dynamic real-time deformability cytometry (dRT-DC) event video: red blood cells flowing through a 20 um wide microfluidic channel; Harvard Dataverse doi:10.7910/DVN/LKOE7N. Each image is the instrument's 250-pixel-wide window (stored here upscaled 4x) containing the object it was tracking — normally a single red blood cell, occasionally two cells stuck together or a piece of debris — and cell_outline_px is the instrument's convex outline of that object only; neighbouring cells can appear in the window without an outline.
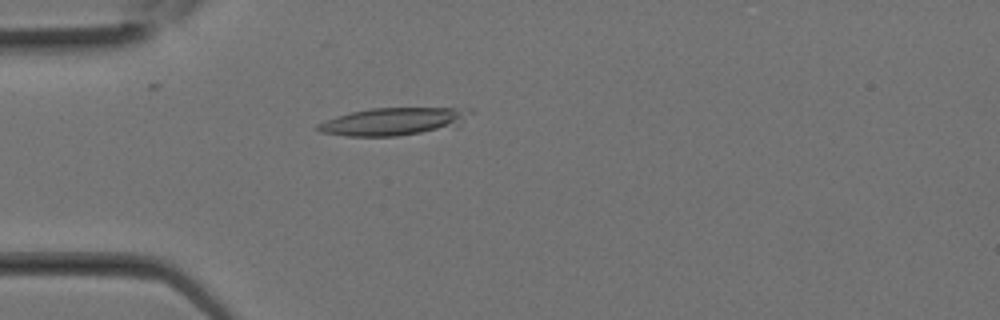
{"species": "Egyptian fruit bat (a non-hibernating species)", "species_latin": "Rousettus aegyptiacus", "temperature_condition": "room temperature", "stored_images_in_passage": 7, "camera_frame_rate_fps": 3000, "um_per_image_px": 0.085, "animal": {"sex": "female"}, "frame": {"image": 1, "passage_image": 1, "time_ms": 0.0, "image_size_px": [1000, 320], "cell_outline_px": [[472, 112], [460, 128], [396, 136], [344, 136], [320, 132], [316, 128], [316, 124], [324, 120], [336, 116], [352, 112], [372, 108], [472, 108]], "centroid_in_image_um": [33.54, 10.34], "position_along_channel_um": 51.5, "area_um2": 25.14}}